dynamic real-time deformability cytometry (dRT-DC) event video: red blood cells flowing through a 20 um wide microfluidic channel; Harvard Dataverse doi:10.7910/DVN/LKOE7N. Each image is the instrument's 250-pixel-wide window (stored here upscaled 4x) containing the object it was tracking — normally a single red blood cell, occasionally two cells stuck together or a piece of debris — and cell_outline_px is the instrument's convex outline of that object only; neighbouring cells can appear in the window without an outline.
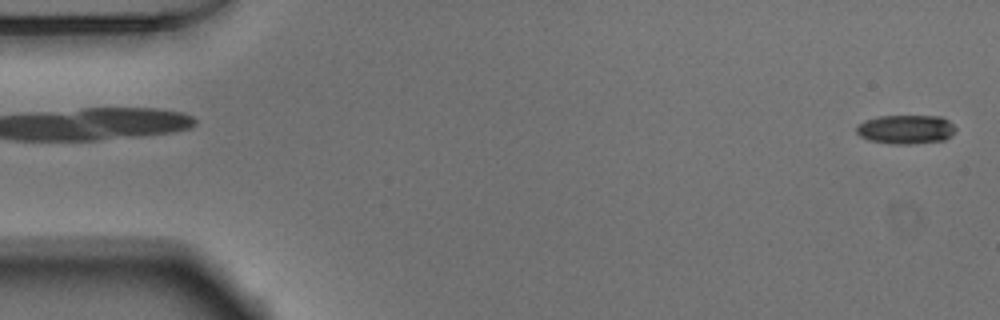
{"species": "Egyptian fruit bat (a non-hibernating species)", "species_latin": "Rousettus aegyptiacus", "temperature_condition": "warm", "stored_images_in_passage": 52, "camera_frame_rate_fps": 3000, "um_per_image_px": 0.085, "animal": {"sex": "male"}, "frame": {"image": 1, "passage_image": 1, "time_ms": 0.0, "image_size_px": [1000, 320], "cell_outline_px": [[956, 132], [952, 136], [944, 140], [912, 144], [892, 144], [868, 140], [860, 136], [856, 132], [856, 128], [864, 120], [880, 116], [940, 116], [948, 120], [956, 128]], "centroid_in_image_um": [77.02, 11.0], "position_along_channel_um": 8.0, "area_um2": 16.88}}
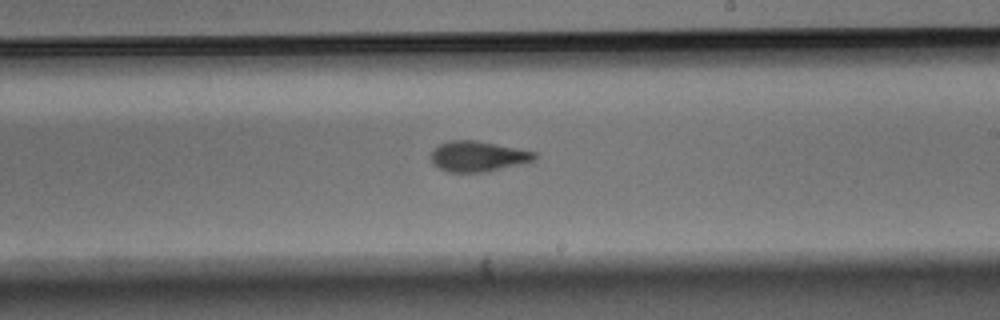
{"frame": {"image": 2, "passage_image": 30, "time_ms": 9.667, "image_size_px": [1000, 320], "cell_outline_px": [[536, 160], [484, 172], [448, 172], [432, 164], [432, 152], [440, 144], [452, 140], [476, 140], [536, 152]], "centroid_in_image_um": [40.62, 13.29], "position_along_channel_um": 248.4, "area_um2": 18.09}}
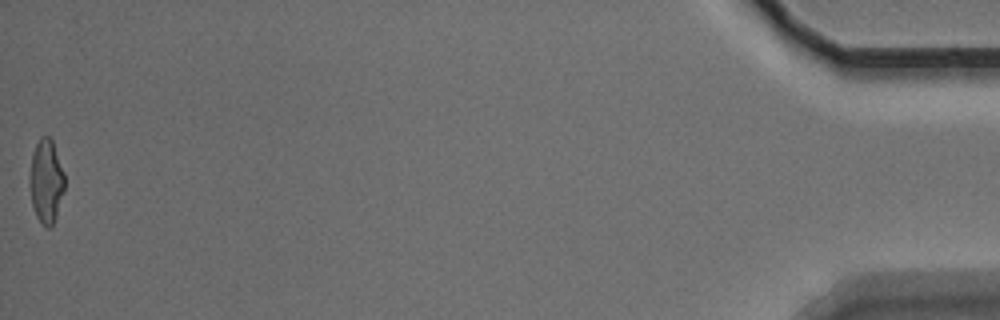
{"frame": {"image": 3, "passage_image": 52, "time_ms": 17.0, "image_size_px": [1000, 320], "cell_outline_px": [[64, 192], [56, 216], [52, 224], [48, 228], [44, 228], [36, 216], [32, 204], [28, 176], [32, 152], [40, 136], [48, 136], [52, 140], [64, 172]], "centroid_in_image_um": [3.9, 15.4], "position_along_channel_um": 431.3, "area_um2": 17.22}, "authors_computed_cell_mechanics": {"area_um2": 18.1203, "velocity_mm_per_s": 3.8583, "shape_relaxation_time_tau1_ms": 7.8839, "shape_relaxation_time_tau2_ms": 2.0424, "deformation_change_tau1": 0.2254, "deformation_change_tau2": 0.0955}}